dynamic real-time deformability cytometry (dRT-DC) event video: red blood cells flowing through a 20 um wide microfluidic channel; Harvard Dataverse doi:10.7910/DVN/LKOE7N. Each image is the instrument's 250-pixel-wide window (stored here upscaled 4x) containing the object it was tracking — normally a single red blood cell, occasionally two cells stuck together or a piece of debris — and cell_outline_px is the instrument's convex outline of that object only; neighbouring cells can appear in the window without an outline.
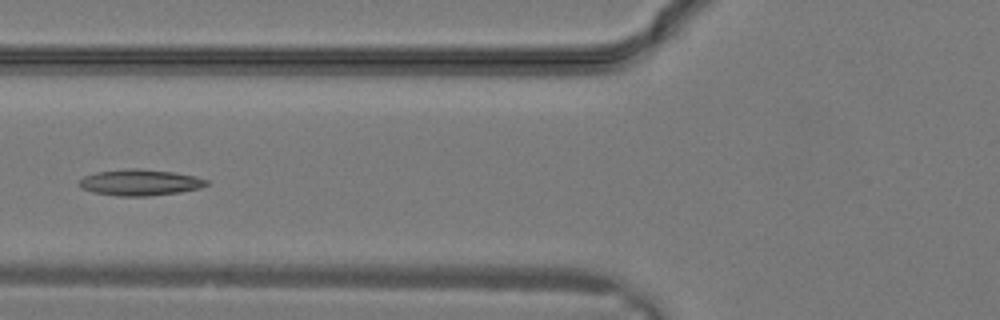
{"species": "common noctule bat (a hibernating species)", "species_latin": "Nyctalus noctula", "temperature_condition": "warm", "stored_images_in_passage": 6, "camera_frame_rate_fps": 3000, "um_per_image_px": 0.085, "animal": {"sex": "male", "body_mass_g": 19.2, "forearm_length_mm": 51.8}, "frame": {"image": 1, "passage_image": 3, "time_ms": 0.667, "image_size_px": [1000, 320], "cell_outline_px": [[208, 184], [200, 188], [180, 192], [148, 196], [116, 196], [92, 192], [80, 188], [80, 180], [84, 176], [96, 172], [128, 168], [140, 168], [172, 172], [196, 176], [208, 180]], "centroid_in_image_um": [11.89, 15.51], "position_along_channel_um": 113.9, "area_um2": 19.48}}
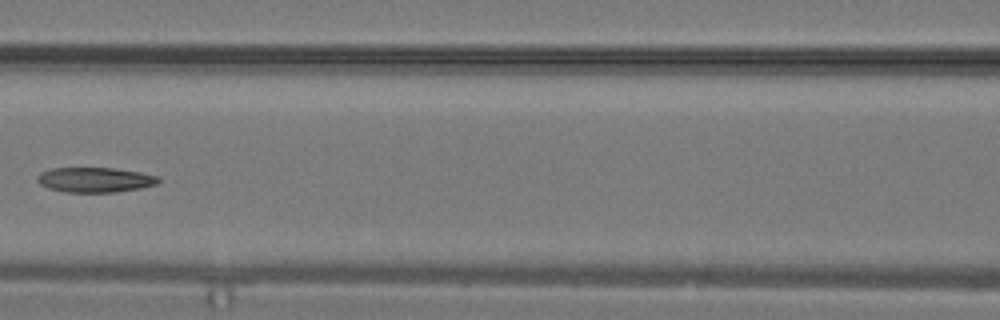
{"frame": {"image": 2, "passage_image": 5, "time_ms": 1.333, "image_size_px": [1000, 320], "cell_outline_px": [[160, 180], [156, 184], [140, 188], [116, 192], [64, 192], [48, 188], [40, 184], [36, 180], [36, 176], [40, 172], [52, 168], [112, 168], [140, 172], [160, 176]], "centroid_in_image_um": [8.05, 15.28], "position_along_channel_um": 158.5, "area_um2": 17.69}}